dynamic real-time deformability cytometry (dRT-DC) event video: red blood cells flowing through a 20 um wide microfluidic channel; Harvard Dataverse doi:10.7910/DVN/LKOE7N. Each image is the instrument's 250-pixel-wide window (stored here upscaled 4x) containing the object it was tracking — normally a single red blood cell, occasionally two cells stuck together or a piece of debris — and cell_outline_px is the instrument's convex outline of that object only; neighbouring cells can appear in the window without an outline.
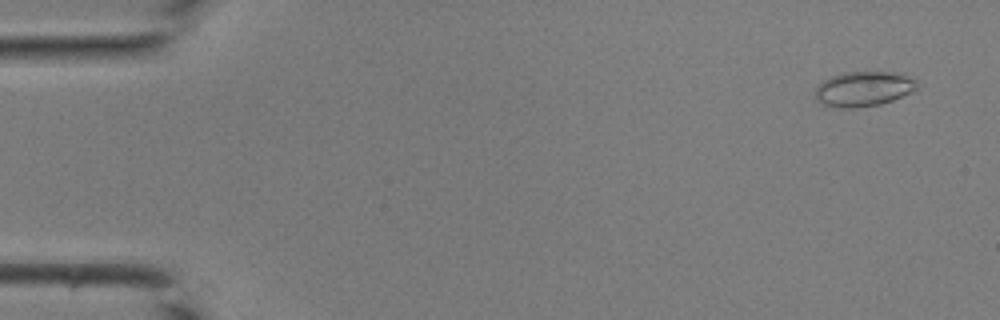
{"species": "common noctule bat (a hibernating species)", "species_latin": "Nyctalus noctula", "temperature_condition": "room temperature", "stored_images_in_passage": 43, "camera_frame_rate_fps": 3000, "um_per_image_px": 0.085, "animal": {"sex": "male", "body_mass_g": 19.0, "forearm_length_mm": 50.8}, "frame": {"image": 1, "passage_image": 3, "time_ms": 0.667, "image_size_px": [1000, 320], "cell_outline_px": [[916, 88], [912, 92], [892, 100], [880, 104], [856, 108], [844, 108], [824, 104], [816, 100], [816, 88], [824, 80], [832, 76], [844, 72], [892, 72], [916, 80]], "centroid_in_image_um": [73.38, 7.56], "position_along_channel_um": 11.6, "area_um2": 20.35}}
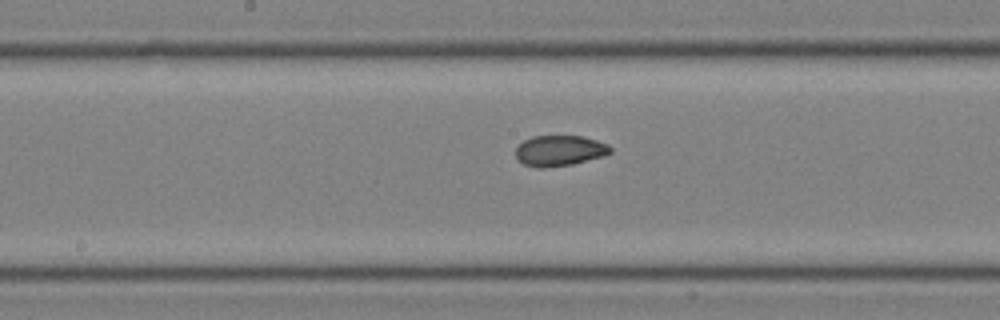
{"frame": {"image": 2, "passage_image": 23, "time_ms": 7.333, "image_size_px": [1000, 320], "cell_outline_px": [[612, 152], [604, 156], [572, 164], [544, 168], [536, 168], [524, 164], [516, 156], [516, 148], [524, 140], [532, 136], [584, 136], [608, 144], [612, 148]], "centroid_in_image_um": [47.58, 12.8], "position_along_channel_um": 200.6, "area_um2": 16.94}}
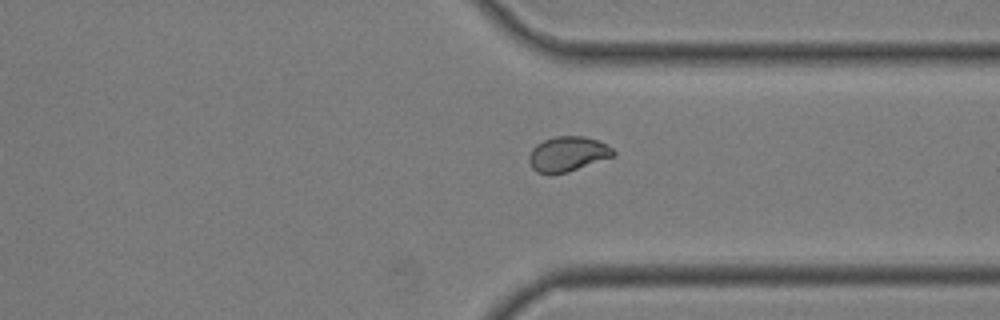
{"frame": {"image": 3, "passage_image": 33, "time_ms": 10.667, "image_size_px": [1000, 320], "cell_outline_px": [[616, 156], [568, 172], [552, 176], [548, 176], [536, 172], [532, 168], [528, 160], [528, 156], [532, 148], [536, 144], [544, 140], [556, 136], [584, 136], [600, 140], [612, 148], [616, 152]], "centroid_in_image_um": [48.25, 13.11], "position_along_channel_um": 363.1, "area_um2": 17.74}}